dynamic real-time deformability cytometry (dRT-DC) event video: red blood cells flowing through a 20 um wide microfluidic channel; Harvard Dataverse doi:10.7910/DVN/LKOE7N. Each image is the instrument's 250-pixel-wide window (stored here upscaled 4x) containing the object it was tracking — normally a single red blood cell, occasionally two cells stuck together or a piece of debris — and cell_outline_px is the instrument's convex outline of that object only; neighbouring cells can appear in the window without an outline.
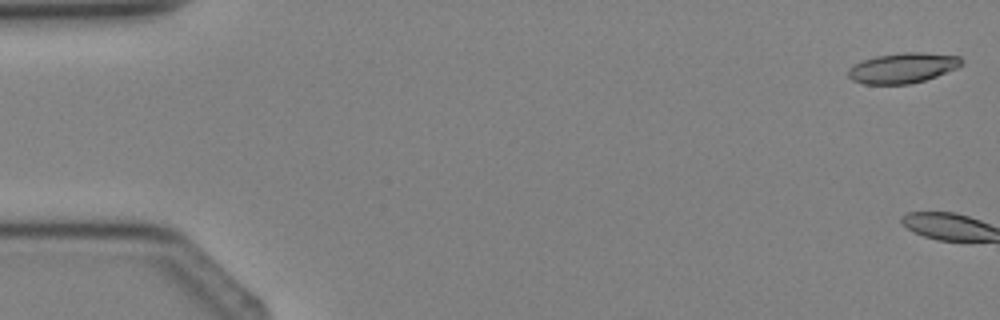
{"species": "Egyptian fruit bat (a non-hibernating species)", "species_latin": "Rousettus aegyptiacus", "temperature_condition": "cold", "stored_images_in_passage": 3, "segment_of_instrument_passage": [2, 2], "camera_frame_rate_fps": 3000, "um_per_image_px": 0.085, "animal": {"sex": "female"}, "frame": {"image": 1, "passage_image": 3, "time_ms": 2.333, "image_size_px": [1000, 320], "cell_outline_px": [[964, 64], [956, 68], [936, 76], [924, 80], [908, 84], [864, 84], [852, 80], [848, 76], [848, 68], [864, 60], [876, 56], [904, 52], [920, 52], [960, 56], [964, 60]], "centroid_in_image_um": [76.75, 5.77], "position_along_channel_um": 8.2, "area_um2": 19.88}}